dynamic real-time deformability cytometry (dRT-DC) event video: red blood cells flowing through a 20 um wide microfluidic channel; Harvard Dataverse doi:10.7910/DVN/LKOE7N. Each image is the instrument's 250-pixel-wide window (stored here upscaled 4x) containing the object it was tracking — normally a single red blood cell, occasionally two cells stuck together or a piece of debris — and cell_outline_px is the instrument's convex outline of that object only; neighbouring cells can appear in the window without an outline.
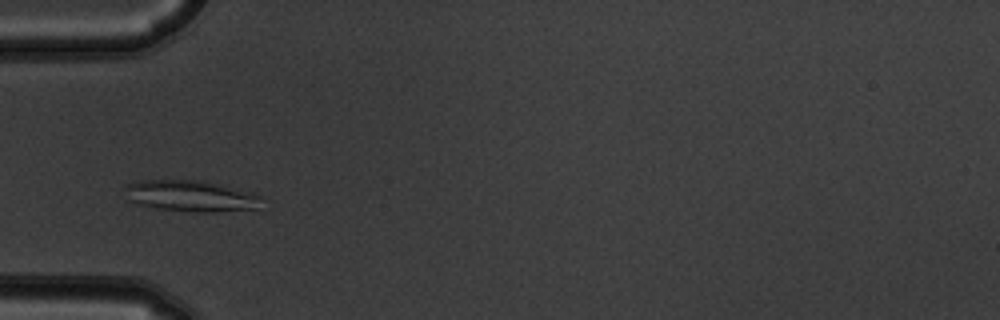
{"species": "common noctule bat (a hibernating species)", "species_latin": "Nyctalus noctula", "temperature_condition": "warm", "stored_images_in_passage": 5, "camera_frame_rate_fps": 3000, "um_per_image_px": 0.085, "animal": {"sex": "male", "body_mass_g": 19.5, "forearm_length_mm": 54.6}, "frame": {"image": 1, "passage_image": 3, "time_ms": 0.667, "image_size_px": [1000, 320], "cell_outline_px": [[264, 196], [260, 212], [196, 212], [156, 208], [140, 204], [132, 200], [128, 188], [128, 184], [136, 180], [204, 180], [252, 192]], "centroid_in_image_um": [16.5, 16.69], "position_along_channel_um": 68.5, "area_um2": 25.43}}
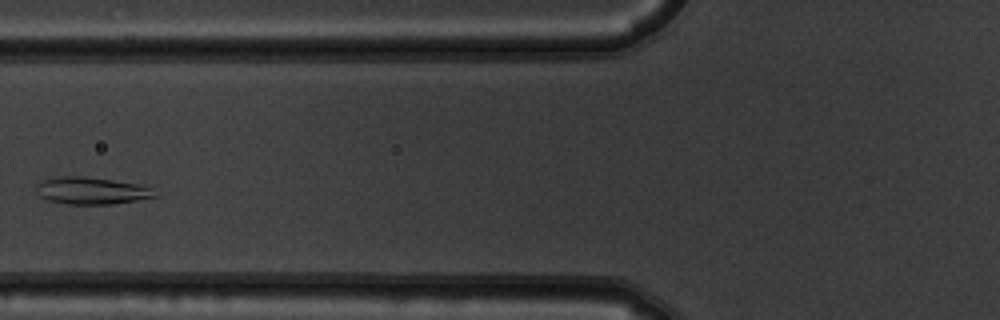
{"frame": {"image": 2, "passage_image": 4, "time_ms": 1.0, "image_size_px": [1000, 320], "cell_outline_px": [[160, 196], [112, 204], [64, 204], [48, 200], [40, 196], [36, 184], [44, 180], [60, 176], [76, 176], [112, 180], [140, 184], [148, 188]], "centroid_in_image_um": [7.77, 16.22], "position_along_channel_um": 118.0, "area_um2": 18.44}}